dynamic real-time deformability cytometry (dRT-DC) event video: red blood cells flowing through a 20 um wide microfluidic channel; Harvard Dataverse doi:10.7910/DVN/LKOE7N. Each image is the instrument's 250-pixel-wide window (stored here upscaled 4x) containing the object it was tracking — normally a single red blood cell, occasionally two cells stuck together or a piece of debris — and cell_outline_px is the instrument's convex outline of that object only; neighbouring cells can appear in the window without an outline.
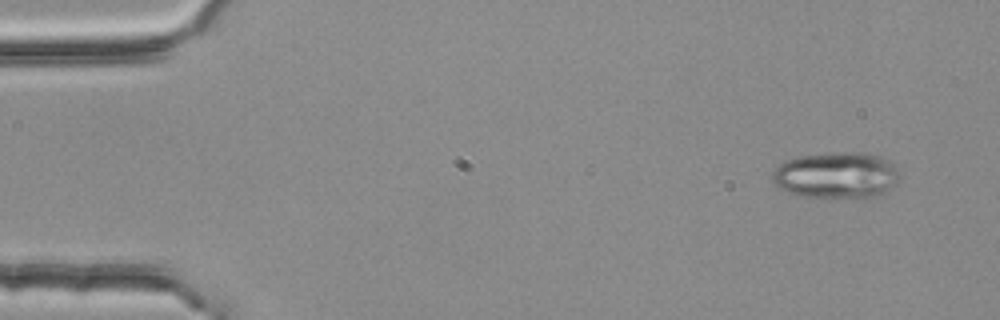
{"species": "common noctule bat (a hibernating species)", "species_latin": "Nyctalus noctula", "temperature_condition": "room temperature", "stored_images_in_passage": 6, "camera_frame_rate_fps": 3000, "um_per_image_px": 0.085, "animal": {"sex": "female", "body_mass_g": 25.1}, "frame": {"image": 1, "passage_image": 1, "time_ms": 0.0, "image_size_px": [1000, 320], "cell_outline_px": [[904, 176], [896, 184], [884, 192], [868, 200], [800, 196], [788, 192], [780, 188], [772, 180], [772, 172], [784, 160], [800, 156], [836, 152], [864, 152], [880, 156], [888, 160]], "centroid_in_image_um": [71.15, 14.92], "position_along_channel_um": 13.8, "area_um2": 35.26}}